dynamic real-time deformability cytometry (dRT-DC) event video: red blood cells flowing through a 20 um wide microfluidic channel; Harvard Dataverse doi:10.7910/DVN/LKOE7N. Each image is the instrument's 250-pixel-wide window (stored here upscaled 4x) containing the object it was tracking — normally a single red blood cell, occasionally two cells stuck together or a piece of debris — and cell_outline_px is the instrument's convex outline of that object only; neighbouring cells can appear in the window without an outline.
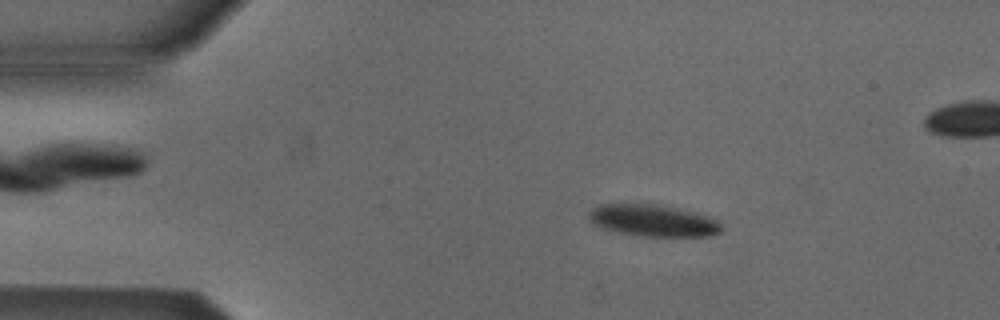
{"species": "Egyptian fruit bat (a non-hibernating species)", "species_latin": "Rousettus aegyptiacus", "temperature_condition": "cold", "stored_images_in_passage": 3, "camera_frame_rate_fps": 3000, "um_per_image_px": 0.085, "animal": {"sex": "male"}, "frame": {"image": 1, "passage_image": 2, "time_ms": 1.333, "image_size_px": [1000, 320], "cell_outline_px": [[720, 232], [712, 236], [640, 236], [616, 232], [600, 228], [592, 224], [588, 220], [588, 212], [592, 208], [600, 204], [656, 204], [676, 208], [708, 216], [716, 220], [720, 224]], "centroid_in_image_um": [55.43, 18.75], "position_along_channel_um": 29.6, "area_um2": 24.62}}